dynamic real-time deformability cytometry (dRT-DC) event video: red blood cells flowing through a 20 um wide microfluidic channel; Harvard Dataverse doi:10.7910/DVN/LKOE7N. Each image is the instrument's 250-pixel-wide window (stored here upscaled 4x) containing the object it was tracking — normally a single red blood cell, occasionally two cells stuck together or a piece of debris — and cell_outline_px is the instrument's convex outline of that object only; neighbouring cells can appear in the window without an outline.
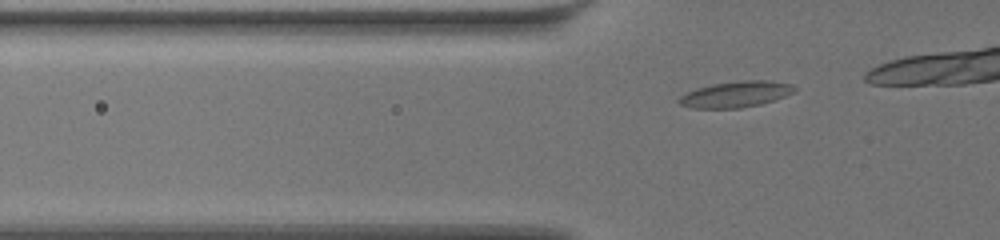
{"species": "common noctule bat (a hibernating species)", "species_latin": "Nyctalus noctula", "temperature_condition": "warm", "stored_images_in_passage": 13, "camera_frame_rate_fps": 3000, "um_per_image_px": 0.085, "animal": {"sex": "female", "body_mass_g": 19.5, "forearm_length_mm": 54.1}, "frame": {"image": 1, "passage_image": 6, "time_ms": 1.667, "image_size_px": [1000, 240], "cell_outline_px": [[796, 92], [760, 104], [740, 108], [692, 108], [680, 104], [676, 100], [680, 96], [696, 88], [712, 84], [740, 80], [768, 80], [792, 84], [796, 88]], "centroid_in_image_um": [62.54, 8.0], "position_along_channel_um": 63.3, "area_um2": 17.51}}
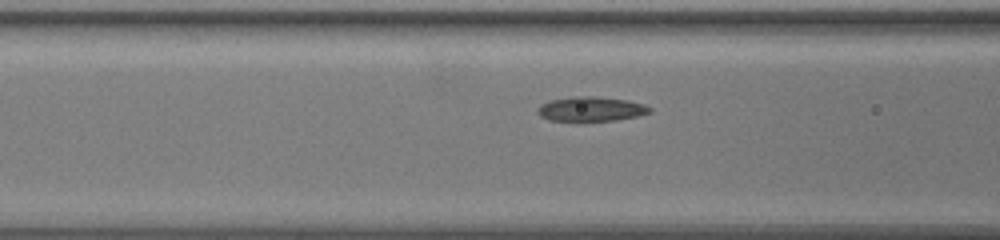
{"frame": {"image": 2, "passage_image": 11, "time_ms": 3.333, "image_size_px": [1000, 240], "cell_outline_px": [[652, 112], [636, 116], [616, 120], [548, 120], [540, 116], [536, 112], [536, 108], [540, 104], [548, 100], [572, 96], [596, 96], [628, 100], [644, 104], [652, 108]], "centroid_in_image_um": [50.2, 9.24], "position_along_channel_um": 116.4, "area_um2": 16.13}}